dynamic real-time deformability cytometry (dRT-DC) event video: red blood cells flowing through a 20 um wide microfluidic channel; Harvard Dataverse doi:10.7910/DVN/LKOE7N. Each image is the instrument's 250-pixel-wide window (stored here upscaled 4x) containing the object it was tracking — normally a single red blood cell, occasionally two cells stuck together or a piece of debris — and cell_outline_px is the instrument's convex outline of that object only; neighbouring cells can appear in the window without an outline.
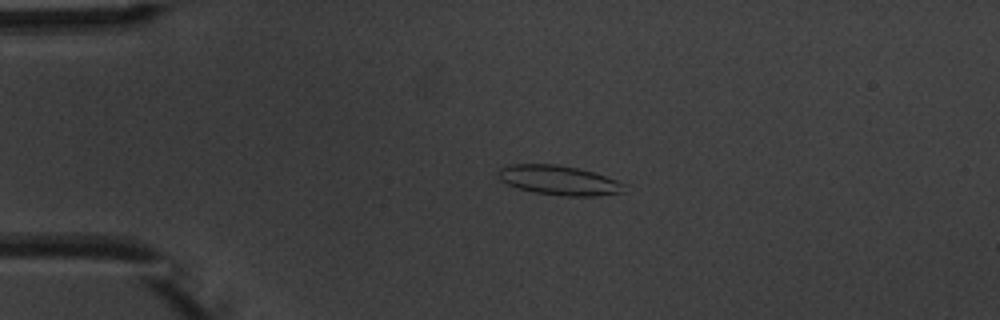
{"species": "common noctule bat (a hibernating species)", "species_latin": "Nyctalus noctula", "temperature_condition": "warm", "stored_images_in_passage": 5, "camera_frame_rate_fps": 3000, "um_per_image_px": 0.085, "animal": {"sex": "male", "body_mass_g": 20.1, "forearm_length_mm": 53.5}, "frame": {"image": 1, "passage_image": 4, "time_ms": 3.333, "image_size_px": [1000, 320], "cell_outline_px": [[624, 192], [596, 196], [564, 196], [536, 192], [520, 188], [508, 184], [500, 180], [500, 168], [512, 164], [556, 164], [580, 168], [616, 180], [624, 184]], "centroid_in_image_um": [47.54, 15.32], "position_along_channel_um": 37.5, "area_um2": 21.33}}